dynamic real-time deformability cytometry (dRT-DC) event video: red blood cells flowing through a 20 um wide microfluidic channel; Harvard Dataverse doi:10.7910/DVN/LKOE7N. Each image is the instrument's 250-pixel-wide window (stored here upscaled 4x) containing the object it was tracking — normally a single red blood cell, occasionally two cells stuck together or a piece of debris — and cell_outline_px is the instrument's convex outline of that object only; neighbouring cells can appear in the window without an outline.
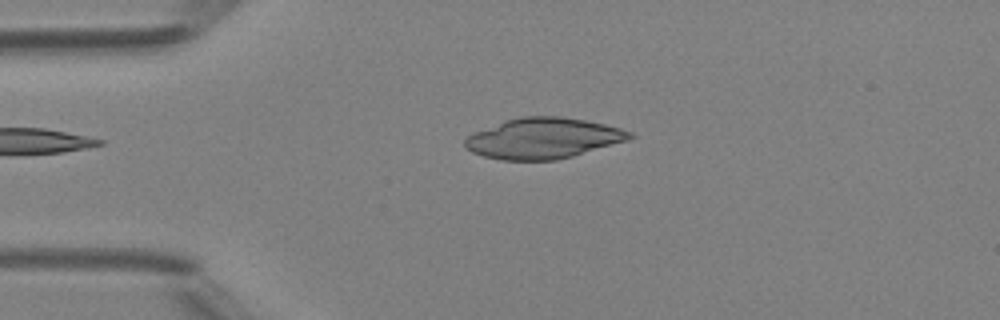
{"species": "Egyptian fruit bat (a non-hibernating species)", "species_latin": "Rousettus aegyptiacus", "temperature_condition": "room temperature", "stored_images_in_passage": 38, "camera_frame_rate_fps": 3000, "um_per_image_px": 0.085, "animal": {"sex": "female"}, "frame": {"image": 1, "passage_image": 1, "time_ms": 0.0, "image_size_px": [1000, 320], "cell_outline_px": [[636, 136], [628, 140], [572, 156], [556, 160], [504, 160], [484, 156], [472, 152], [464, 148], [464, 140], [472, 132], [504, 120], [524, 116], [560, 116], [584, 120], [604, 124], [620, 128], [632, 132]], "centroid_in_image_um": [46.14, 11.75], "position_along_channel_um": 38.9, "area_um2": 39.07}}